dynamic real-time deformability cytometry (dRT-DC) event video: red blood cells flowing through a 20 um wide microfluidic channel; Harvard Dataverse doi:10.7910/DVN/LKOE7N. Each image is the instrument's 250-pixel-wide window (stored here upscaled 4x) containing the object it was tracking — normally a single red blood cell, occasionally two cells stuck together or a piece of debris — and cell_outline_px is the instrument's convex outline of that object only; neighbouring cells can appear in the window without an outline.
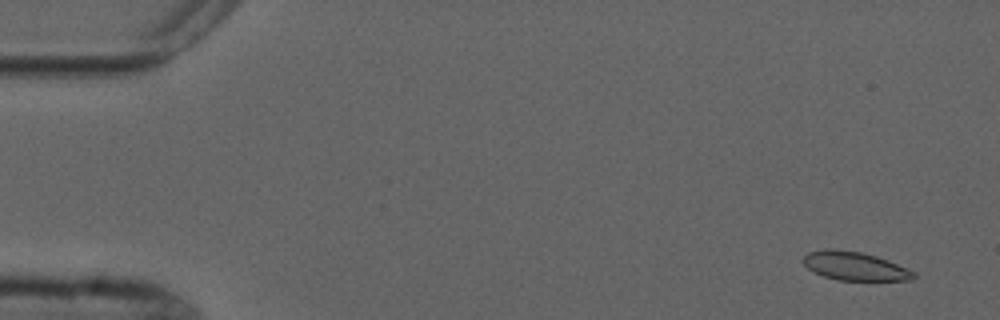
{"species": "common noctule bat (a hibernating species)", "species_latin": "Nyctalus noctula", "temperature_condition": "cold", "stored_images_in_passage": 3, "camera_frame_rate_fps": 3000, "um_per_image_px": 0.085, "animal": {"sex": "male", "forearm_length_mm": 52.5}, "frame": {"image": 1, "passage_image": 1, "time_ms": 0.0, "image_size_px": [1000, 320], "cell_outline_px": [[916, 276], [912, 280], [836, 280], [812, 272], [800, 260], [808, 252], [824, 248], [828, 248], [860, 252], [876, 256], [888, 260], [908, 268], [916, 272]], "centroid_in_image_um": [72.63, 22.61], "position_along_channel_um": 12.4, "area_um2": 18.55}}